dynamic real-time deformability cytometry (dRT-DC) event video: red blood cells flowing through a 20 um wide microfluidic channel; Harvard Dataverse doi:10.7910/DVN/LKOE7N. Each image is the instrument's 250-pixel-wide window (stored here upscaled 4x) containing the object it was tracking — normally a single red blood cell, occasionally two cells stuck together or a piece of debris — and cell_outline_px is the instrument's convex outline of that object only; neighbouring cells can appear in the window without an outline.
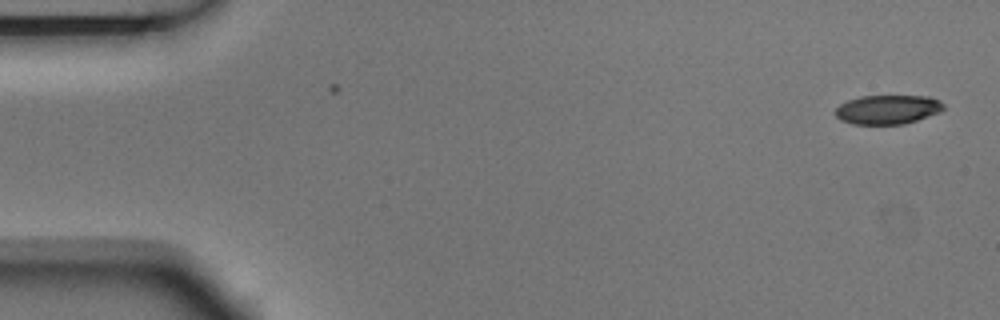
{"species": "Egyptian fruit bat (a non-hibernating species)", "species_latin": "Rousettus aegyptiacus", "temperature_condition": "room temperature", "stored_images_in_passage": 2, "camera_frame_rate_fps": 3000, "um_per_image_px": 0.085, "animal": {"sex": "male"}, "frame": {"image": 1, "passage_image": 2, "time_ms": 0.333, "image_size_px": [1000, 320], "cell_outline_px": [[944, 108], [940, 112], [904, 124], [852, 124], [840, 120], [836, 116], [836, 108], [840, 104], [848, 100], [860, 96], [928, 96], [940, 100], [944, 104]], "centroid_in_image_um": [75.45, 9.3], "position_along_channel_um": 9.5, "area_um2": 18.38}}